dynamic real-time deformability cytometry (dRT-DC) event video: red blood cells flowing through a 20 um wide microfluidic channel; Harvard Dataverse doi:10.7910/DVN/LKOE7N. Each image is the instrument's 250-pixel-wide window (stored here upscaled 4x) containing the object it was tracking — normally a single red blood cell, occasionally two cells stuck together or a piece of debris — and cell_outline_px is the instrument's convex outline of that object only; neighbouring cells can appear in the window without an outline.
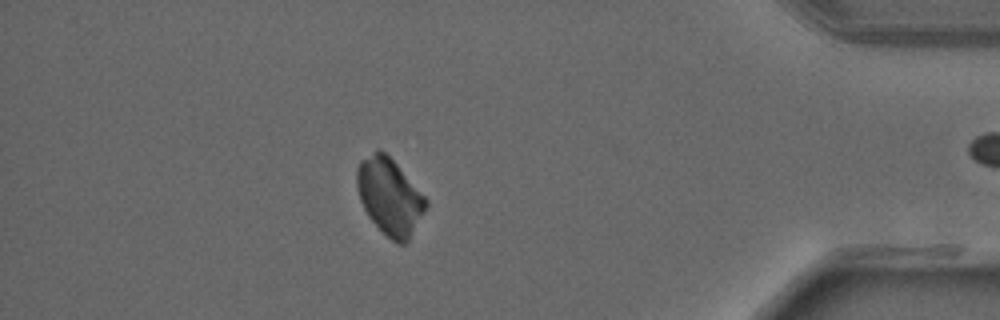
{"species": "common noctule bat (a hibernating species)", "species_latin": "Nyctalus noctula", "temperature_condition": "warm", "stored_images_in_passage": 40, "camera_frame_rate_fps": 3000, "um_per_image_px": 0.085, "animal": {"sex": "male", "forearm_length_mm": 52.5}, "frame": {"image": 1, "passage_image": 34, "time_ms": 11.0, "image_size_px": [1000, 320], "cell_outline_px": [[428, 204], [424, 212], [408, 240], [404, 244], [396, 244], [368, 216], [360, 200], [356, 184], [356, 168], [360, 160], [376, 148], [380, 148], [396, 164], [428, 200]], "centroid_in_image_um": [33.09, 16.67], "position_along_channel_um": 402.1, "area_um2": 30.4}}